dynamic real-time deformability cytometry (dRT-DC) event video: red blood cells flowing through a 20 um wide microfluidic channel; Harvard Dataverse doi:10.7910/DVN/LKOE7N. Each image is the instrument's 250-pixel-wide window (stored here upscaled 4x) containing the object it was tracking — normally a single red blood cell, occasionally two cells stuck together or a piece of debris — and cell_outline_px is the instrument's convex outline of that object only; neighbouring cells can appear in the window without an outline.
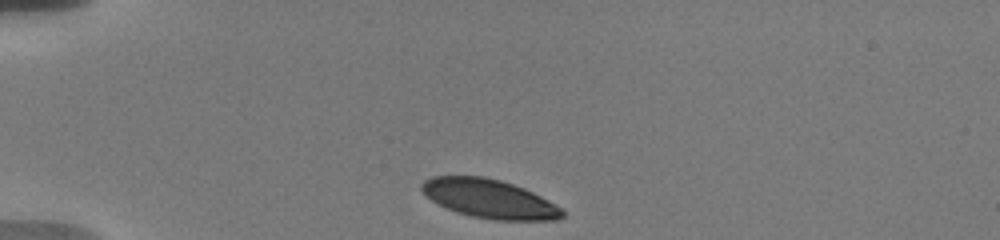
{"species": "human", "species_latin": "Homo sapiens", "temperature_condition": "warm", "stored_images_in_passage": 51, "camera_frame_rate_fps": 3000, "um_per_image_px": 0.085, "donor": {"sex": "male"}, "frame": {"image": 1, "passage_image": 1, "time_ms": 0.0, "image_size_px": [1000, 240], "cell_outline_px": [[564, 216], [556, 220], [492, 220], [472, 216], [456, 212], [432, 200], [420, 188], [420, 184], [424, 180], [432, 176], [484, 176], [500, 180], [524, 188], [548, 200], [560, 208], [564, 212]], "centroid_in_image_um": [41.59, 16.89], "position_along_channel_um": 43.4, "area_um2": 31.56}}
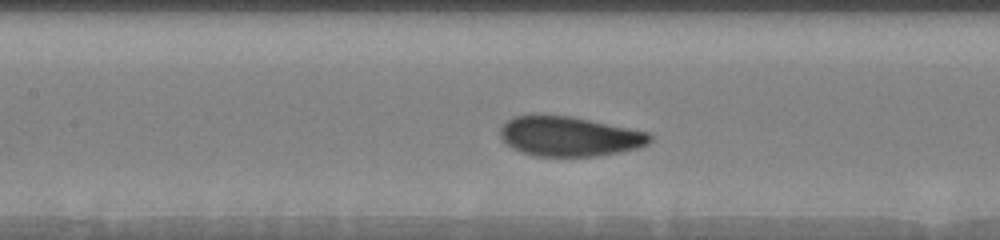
{"frame": {"image": 2, "passage_image": 15, "time_ms": 4.333, "image_size_px": [1000, 240], "cell_outline_px": [[652, 140], [648, 144], [636, 148], [620, 152], [596, 156], [532, 156], [520, 152], [512, 148], [500, 140], [500, 128], [512, 116], [568, 116], [648, 132], [652, 136]], "centroid_in_image_um": [48.36, 11.61], "position_along_channel_um": 159.0, "area_um2": 34.39}}
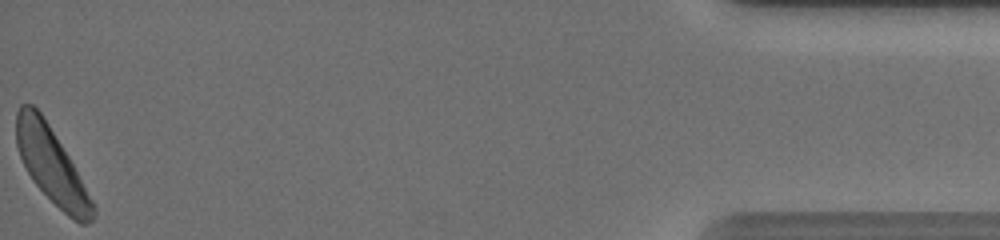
{"frame": {"image": 3, "passage_image": 51, "time_ms": 14.0, "image_size_px": [1000, 240], "cell_outline_px": [[96, 212], [92, 220], [88, 224], [80, 224], [68, 216], [32, 180], [20, 156], [16, 144], [16, 112], [20, 104], [32, 104], [40, 112], [48, 124], [68, 156], [92, 200], [96, 208]], "centroid_in_image_um": [4.37, 14.05], "position_along_channel_um": 430.8, "area_um2": 32.89}, "authors_computed_cell_mechanics": {"area_um2": 34.2754, "velocity_mm_per_s": 3.6235, "shape_relaxation_time_tau1_ms": 2.4488, "shape_relaxation_time_tau2_ms": null, "deformation_change_tau1": 0.1182, "deformation_change_tau2": null}}